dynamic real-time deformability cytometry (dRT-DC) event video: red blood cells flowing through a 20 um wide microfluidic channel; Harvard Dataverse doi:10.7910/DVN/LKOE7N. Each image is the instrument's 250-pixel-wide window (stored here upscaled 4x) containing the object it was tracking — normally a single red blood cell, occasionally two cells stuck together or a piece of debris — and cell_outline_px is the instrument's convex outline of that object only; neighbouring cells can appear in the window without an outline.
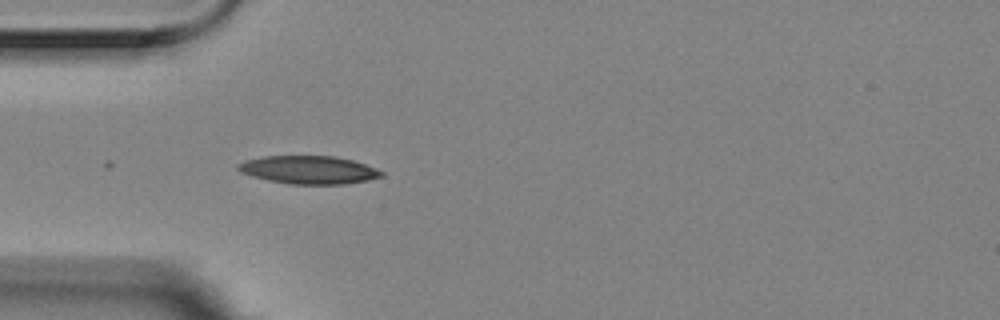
{"species": "Egyptian fruit bat (a non-hibernating species)", "species_latin": "Rousettus aegyptiacus", "temperature_condition": "room temperature", "stored_images_in_passage": 3, "camera_frame_rate_fps": 3000, "um_per_image_px": 0.085, "animal": {"sex": "female"}, "frame": {"image": 1, "passage_image": 3, "time_ms": 0.667, "image_size_px": [1000, 320], "cell_outline_px": [[384, 176], [368, 180], [344, 184], [288, 184], [268, 180], [252, 176], [240, 172], [236, 168], [236, 164], [244, 160], [264, 156], [336, 156], [352, 160], [376, 168], [384, 172]], "centroid_in_image_um": [26.23, 14.43], "position_along_channel_um": 58.8, "area_um2": 23.58}}